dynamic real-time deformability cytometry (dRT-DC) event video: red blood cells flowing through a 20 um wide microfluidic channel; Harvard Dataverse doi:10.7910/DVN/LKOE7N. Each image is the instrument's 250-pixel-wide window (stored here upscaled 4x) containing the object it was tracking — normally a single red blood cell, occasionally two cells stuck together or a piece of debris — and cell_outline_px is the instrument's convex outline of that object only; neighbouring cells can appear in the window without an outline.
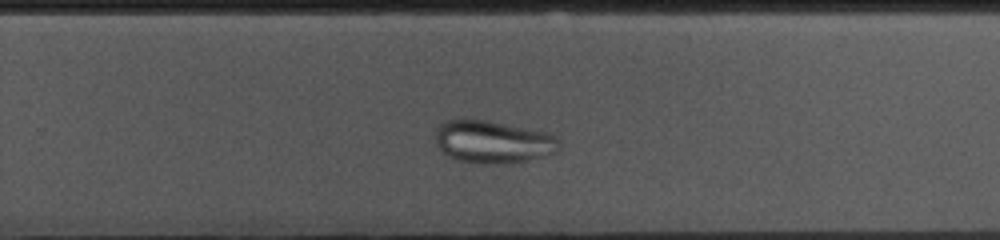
{"species": "common noctule bat (a hibernating species)", "species_latin": "Nyctalus noctula", "temperature_condition": "cold", "stored_images_in_passage": 37, "camera_frame_rate_fps": 3000, "um_per_image_px": 0.085, "animal": {"sex": "female", "body_mass_g": 10.0, "forearm_length_mm": 53.1}, "frame": {"image": 1, "passage_image": 27, "time_ms": 8.667, "image_size_px": [1000, 240], "cell_outline_px": [[560, 148], [556, 152], [528, 160], [500, 164], [476, 164], [456, 160], [448, 156], [436, 144], [436, 132], [440, 124], [448, 120], [488, 120], [552, 132], [560, 140]], "centroid_in_image_um": [41.96, 12.06], "position_along_channel_um": 287.8, "area_um2": 31.1}}